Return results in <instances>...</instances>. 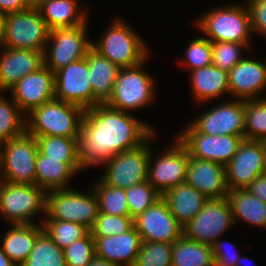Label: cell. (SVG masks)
Returning a JSON list of instances; mask_svg holds the SVG:
<instances>
[{"label":"cell","mask_w":266,"mask_h":266,"mask_svg":"<svg viewBox=\"0 0 266 266\" xmlns=\"http://www.w3.org/2000/svg\"><path fill=\"white\" fill-rule=\"evenodd\" d=\"M154 128L127 112L98 104L86 109L77 138V159L81 170L105 163L114 155L137 148Z\"/></svg>","instance_id":"6da1fadb"},{"label":"cell","mask_w":266,"mask_h":266,"mask_svg":"<svg viewBox=\"0 0 266 266\" xmlns=\"http://www.w3.org/2000/svg\"><path fill=\"white\" fill-rule=\"evenodd\" d=\"M84 112L80 106L54 98L26 116V131L34 137L78 138Z\"/></svg>","instance_id":"7a4b0ae2"},{"label":"cell","mask_w":266,"mask_h":266,"mask_svg":"<svg viewBox=\"0 0 266 266\" xmlns=\"http://www.w3.org/2000/svg\"><path fill=\"white\" fill-rule=\"evenodd\" d=\"M104 35L92 47L119 68L138 65L148 57L143 39L121 20L113 21Z\"/></svg>","instance_id":"3957f363"},{"label":"cell","mask_w":266,"mask_h":266,"mask_svg":"<svg viewBox=\"0 0 266 266\" xmlns=\"http://www.w3.org/2000/svg\"><path fill=\"white\" fill-rule=\"evenodd\" d=\"M196 23L211 42L249 43L252 32L247 6L236 4L208 11Z\"/></svg>","instance_id":"277c9868"},{"label":"cell","mask_w":266,"mask_h":266,"mask_svg":"<svg viewBox=\"0 0 266 266\" xmlns=\"http://www.w3.org/2000/svg\"><path fill=\"white\" fill-rule=\"evenodd\" d=\"M91 191L88 194L73 189L47 191L45 219L75 222L91 230L99 214L97 197Z\"/></svg>","instance_id":"5b68a950"},{"label":"cell","mask_w":266,"mask_h":266,"mask_svg":"<svg viewBox=\"0 0 266 266\" xmlns=\"http://www.w3.org/2000/svg\"><path fill=\"white\" fill-rule=\"evenodd\" d=\"M37 153L35 137L27 131L0 144V180L35 185Z\"/></svg>","instance_id":"8992f818"},{"label":"cell","mask_w":266,"mask_h":266,"mask_svg":"<svg viewBox=\"0 0 266 266\" xmlns=\"http://www.w3.org/2000/svg\"><path fill=\"white\" fill-rule=\"evenodd\" d=\"M146 61L145 59L138 65L120 68L112 94L105 103L107 106L127 112L142 108L148 103L150 105L155 89L154 79L142 69Z\"/></svg>","instance_id":"52a82bcc"},{"label":"cell","mask_w":266,"mask_h":266,"mask_svg":"<svg viewBox=\"0 0 266 266\" xmlns=\"http://www.w3.org/2000/svg\"><path fill=\"white\" fill-rule=\"evenodd\" d=\"M45 204L46 192L37 185L0 180V214L9 224H32L33 216L44 215Z\"/></svg>","instance_id":"ba28073f"},{"label":"cell","mask_w":266,"mask_h":266,"mask_svg":"<svg viewBox=\"0 0 266 266\" xmlns=\"http://www.w3.org/2000/svg\"><path fill=\"white\" fill-rule=\"evenodd\" d=\"M49 33L34 4L26 10L5 15L4 47L44 52Z\"/></svg>","instance_id":"9c48e42d"},{"label":"cell","mask_w":266,"mask_h":266,"mask_svg":"<svg viewBox=\"0 0 266 266\" xmlns=\"http://www.w3.org/2000/svg\"><path fill=\"white\" fill-rule=\"evenodd\" d=\"M86 35L87 24L51 30L43 52L44 65L56 72L85 58L92 47V41H89Z\"/></svg>","instance_id":"30bf717a"},{"label":"cell","mask_w":266,"mask_h":266,"mask_svg":"<svg viewBox=\"0 0 266 266\" xmlns=\"http://www.w3.org/2000/svg\"><path fill=\"white\" fill-rule=\"evenodd\" d=\"M154 132L137 148L127 150L111 157L105 164L101 181L111 187L126 189L148 180V164L151 153L150 140Z\"/></svg>","instance_id":"8fae6325"},{"label":"cell","mask_w":266,"mask_h":266,"mask_svg":"<svg viewBox=\"0 0 266 266\" xmlns=\"http://www.w3.org/2000/svg\"><path fill=\"white\" fill-rule=\"evenodd\" d=\"M193 158L209 160L226 166L236 154L245 137L233 135H206L190 124L176 137Z\"/></svg>","instance_id":"7c38bea8"},{"label":"cell","mask_w":266,"mask_h":266,"mask_svg":"<svg viewBox=\"0 0 266 266\" xmlns=\"http://www.w3.org/2000/svg\"><path fill=\"white\" fill-rule=\"evenodd\" d=\"M234 223L226 197L208 199L198 215L183 227V235L211 246Z\"/></svg>","instance_id":"4fadbf2b"},{"label":"cell","mask_w":266,"mask_h":266,"mask_svg":"<svg viewBox=\"0 0 266 266\" xmlns=\"http://www.w3.org/2000/svg\"><path fill=\"white\" fill-rule=\"evenodd\" d=\"M176 140L157 159L152 160L153 152L150 153L148 181L161 195L186 182L190 155L185 146L177 138Z\"/></svg>","instance_id":"5bb4252c"},{"label":"cell","mask_w":266,"mask_h":266,"mask_svg":"<svg viewBox=\"0 0 266 266\" xmlns=\"http://www.w3.org/2000/svg\"><path fill=\"white\" fill-rule=\"evenodd\" d=\"M88 74L86 57L54 72L55 99L75 104L84 110L94 107Z\"/></svg>","instance_id":"9a60e30c"},{"label":"cell","mask_w":266,"mask_h":266,"mask_svg":"<svg viewBox=\"0 0 266 266\" xmlns=\"http://www.w3.org/2000/svg\"><path fill=\"white\" fill-rule=\"evenodd\" d=\"M245 102L237 99L226 101L211 108L190 125L206 135H233L245 137Z\"/></svg>","instance_id":"2e32d148"},{"label":"cell","mask_w":266,"mask_h":266,"mask_svg":"<svg viewBox=\"0 0 266 266\" xmlns=\"http://www.w3.org/2000/svg\"><path fill=\"white\" fill-rule=\"evenodd\" d=\"M134 226L143 242L173 244L183 235V226L173 216L162 198L136 217Z\"/></svg>","instance_id":"e0dca14e"},{"label":"cell","mask_w":266,"mask_h":266,"mask_svg":"<svg viewBox=\"0 0 266 266\" xmlns=\"http://www.w3.org/2000/svg\"><path fill=\"white\" fill-rule=\"evenodd\" d=\"M225 174L228 190L246 189L263 174V141L243 139Z\"/></svg>","instance_id":"ac0fdd59"},{"label":"cell","mask_w":266,"mask_h":266,"mask_svg":"<svg viewBox=\"0 0 266 266\" xmlns=\"http://www.w3.org/2000/svg\"><path fill=\"white\" fill-rule=\"evenodd\" d=\"M10 91L18 108L28 115L34 108L55 98L54 72L43 65L21 78Z\"/></svg>","instance_id":"d6986e66"},{"label":"cell","mask_w":266,"mask_h":266,"mask_svg":"<svg viewBox=\"0 0 266 266\" xmlns=\"http://www.w3.org/2000/svg\"><path fill=\"white\" fill-rule=\"evenodd\" d=\"M186 182L207 199L226 197L229 190L226 183L225 166L190 156Z\"/></svg>","instance_id":"ffe728a7"},{"label":"cell","mask_w":266,"mask_h":266,"mask_svg":"<svg viewBox=\"0 0 266 266\" xmlns=\"http://www.w3.org/2000/svg\"><path fill=\"white\" fill-rule=\"evenodd\" d=\"M229 94L235 98L257 99L266 89V64L244 58L228 71Z\"/></svg>","instance_id":"44dd1931"},{"label":"cell","mask_w":266,"mask_h":266,"mask_svg":"<svg viewBox=\"0 0 266 266\" xmlns=\"http://www.w3.org/2000/svg\"><path fill=\"white\" fill-rule=\"evenodd\" d=\"M43 65V52L3 47L0 56V91L7 92L21 78Z\"/></svg>","instance_id":"7402d4cb"},{"label":"cell","mask_w":266,"mask_h":266,"mask_svg":"<svg viewBox=\"0 0 266 266\" xmlns=\"http://www.w3.org/2000/svg\"><path fill=\"white\" fill-rule=\"evenodd\" d=\"M93 239L95 256L118 266H133L143 242L135 226L121 235Z\"/></svg>","instance_id":"603a6c76"},{"label":"cell","mask_w":266,"mask_h":266,"mask_svg":"<svg viewBox=\"0 0 266 266\" xmlns=\"http://www.w3.org/2000/svg\"><path fill=\"white\" fill-rule=\"evenodd\" d=\"M34 5L50 31L85 25L88 21L86 10L79 9L76 0H38Z\"/></svg>","instance_id":"cb8c5ba5"},{"label":"cell","mask_w":266,"mask_h":266,"mask_svg":"<svg viewBox=\"0 0 266 266\" xmlns=\"http://www.w3.org/2000/svg\"><path fill=\"white\" fill-rule=\"evenodd\" d=\"M88 76L94 94V106L105 104L110 98L120 68L93 47L86 55Z\"/></svg>","instance_id":"d4e9b609"},{"label":"cell","mask_w":266,"mask_h":266,"mask_svg":"<svg viewBox=\"0 0 266 266\" xmlns=\"http://www.w3.org/2000/svg\"><path fill=\"white\" fill-rule=\"evenodd\" d=\"M162 199L183 227L198 215L208 200L187 182L169 189L162 195Z\"/></svg>","instance_id":"484cf974"},{"label":"cell","mask_w":266,"mask_h":266,"mask_svg":"<svg viewBox=\"0 0 266 266\" xmlns=\"http://www.w3.org/2000/svg\"><path fill=\"white\" fill-rule=\"evenodd\" d=\"M35 185L45 192L69 189L68 181L81 171L79 164H66L61 160L50 159L39 151L35 164Z\"/></svg>","instance_id":"4316f807"},{"label":"cell","mask_w":266,"mask_h":266,"mask_svg":"<svg viewBox=\"0 0 266 266\" xmlns=\"http://www.w3.org/2000/svg\"><path fill=\"white\" fill-rule=\"evenodd\" d=\"M43 226L32 224H11V228L2 239V250L17 266H21L28 258L37 236Z\"/></svg>","instance_id":"83f0119b"},{"label":"cell","mask_w":266,"mask_h":266,"mask_svg":"<svg viewBox=\"0 0 266 266\" xmlns=\"http://www.w3.org/2000/svg\"><path fill=\"white\" fill-rule=\"evenodd\" d=\"M190 73L192 92L197 101H207L229 93L228 71L210 64Z\"/></svg>","instance_id":"f1b7e54d"},{"label":"cell","mask_w":266,"mask_h":266,"mask_svg":"<svg viewBox=\"0 0 266 266\" xmlns=\"http://www.w3.org/2000/svg\"><path fill=\"white\" fill-rule=\"evenodd\" d=\"M226 198L236 219L257 227L266 228V203L256 198L247 189L229 190Z\"/></svg>","instance_id":"f546056e"},{"label":"cell","mask_w":266,"mask_h":266,"mask_svg":"<svg viewBox=\"0 0 266 266\" xmlns=\"http://www.w3.org/2000/svg\"><path fill=\"white\" fill-rule=\"evenodd\" d=\"M171 266H215L210 245L182 235L172 244Z\"/></svg>","instance_id":"4dcf8cb0"},{"label":"cell","mask_w":266,"mask_h":266,"mask_svg":"<svg viewBox=\"0 0 266 266\" xmlns=\"http://www.w3.org/2000/svg\"><path fill=\"white\" fill-rule=\"evenodd\" d=\"M21 266H66L64 252L43 230Z\"/></svg>","instance_id":"1f68e13d"},{"label":"cell","mask_w":266,"mask_h":266,"mask_svg":"<svg viewBox=\"0 0 266 266\" xmlns=\"http://www.w3.org/2000/svg\"><path fill=\"white\" fill-rule=\"evenodd\" d=\"M38 151L50 159L66 164H79L77 159V138L62 136L35 137Z\"/></svg>","instance_id":"d6a6232c"},{"label":"cell","mask_w":266,"mask_h":266,"mask_svg":"<svg viewBox=\"0 0 266 266\" xmlns=\"http://www.w3.org/2000/svg\"><path fill=\"white\" fill-rule=\"evenodd\" d=\"M1 94V93H0ZM26 131V116L13 101L0 95V144L22 135Z\"/></svg>","instance_id":"836d02e7"},{"label":"cell","mask_w":266,"mask_h":266,"mask_svg":"<svg viewBox=\"0 0 266 266\" xmlns=\"http://www.w3.org/2000/svg\"><path fill=\"white\" fill-rule=\"evenodd\" d=\"M93 191L98 200L99 213L129 215L125 189L108 186L99 180L93 187Z\"/></svg>","instance_id":"e575fe53"},{"label":"cell","mask_w":266,"mask_h":266,"mask_svg":"<svg viewBox=\"0 0 266 266\" xmlns=\"http://www.w3.org/2000/svg\"><path fill=\"white\" fill-rule=\"evenodd\" d=\"M41 224L46 234L62 250L83 238L90 231L82 224L69 221L43 219Z\"/></svg>","instance_id":"d590c367"},{"label":"cell","mask_w":266,"mask_h":266,"mask_svg":"<svg viewBox=\"0 0 266 266\" xmlns=\"http://www.w3.org/2000/svg\"><path fill=\"white\" fill-rule=\"evenodd\" d=\"M245 139L266 140V98L246 99Z\"/></svg>","instance_id":"8d00e7d4"},{"label":"cell","mask_w":266,"mask_h":266,"mask_svg":"<svg viewBox=\"0 0 266 266\" xmlns=\"http://www.w3.org/2000/svg\"><path fill=\"white\" fill-rule=\"evenodd\" d=\"M129 208V216L133 219L154 205L162 195L149 183L148 180L127 187L125 189Z\"/></svg>","instance_id":"74e56055"},{"label":"cell","mask_w":266,"mask_h":266,"mask_svg":"<svg viewBox=\"0 0 266 266\" xmlns=\"http://www.w3.org/2000/svg\"><path fill=\"white\" fill-rule=\"evenodd\" d=\"M172 244L142 242L133 266H171Z\"/></svg>","instance_id":"f35d334b"},{"label":"cell","mask_w":266,"mask_h":266,"mask_svg":"<svg viewBox=\"0 0 266 266\" xmlns=\"http://www.w3.org/2000/svg\"><path fill=\"white\" fill-rule=\"evenodd\" d=\"M134 227V219L129 215L117 216L99 213L93 228V237L121 235Z\"/></svg>","instance_id":"ab89813d"},{"label":"cell","mask_w":266,"mask_h":266,"mask_svg":"<svg viewBox=\"0 0 266 266\" xmlns=\"http://www.w3.org/2000/svg\"><path fill=\"white\" fill-rule=\"evenodd\" d=\"M212 64L220 69L229 71L243 58L241 50L249 47V43L211 42Z\"/></svg>","instance_id":"60d3db41"},{"label":"cell","mask_w":266,"mask_h":266,"mask_svg":"<svg viewBox=\"0 0 266 266\" xmlns=\"http://www.w3.org/2000/svg\"><path fill=\"white\" fill-rule=\"evenodd\" d=\"M66 266H87L95 257V241L91 231L63 249Z\"/></svg>","instance_id":"b9f144b4"},{"label":"cell","mask_w":266,"mask_h":266,"mask_svg":"<svg viewBox=\"0 0 266 266\" xmlns=\"http://www.w3.org/2000/svg\"><path fill=\"white\" fill-rule=\"evenodd\" d=\"M185 52L182 63L188 65L190 71L212 64L211 41L205 36L192 40Z\"/></svg>","instance_id":"7bdbcfd3"},{"label":"cell","mask_w":266,"mask_h":266,"mask_svg":"<svg viewBox=\"0 0 266 266\" xmlns=\"http://www.w3.org/2000/svg\"><path fill=\"white\" fill-rule=\"evenodd\" d=\"M252 32H259L266 38V0L246 1Z\"/></svg>","instance_id":"ee69618b"},{"label":"cell","mask_w":266,"mask_h":266,"mask_svg":"<svg viewBox=\"0 0 266 266\" xmlns=\"http://www.w3.org/2000/svg\"><path fill=\"white\" fill-rule=\"evenodd\" d=\"M225 244L226 243L222 242L219 238L211 245L215 266H236L239 255L232 251L234 248L232 243L230 244L233 247H231L232 250L227 249L228 247L226 248Z\"/></svg>","instance_id":"f6af8a7d"},{"label":"cell","mask_w":266,"mask_h":266,"mask_svg":"<svg viewBox=\"0 0 266 266\" xmlns=\"http://www.w3.org/2000/svg\"><path fill=\"white\" fill-rule=\"evenodd\" d=\"M32 5L30 0H0V14L7 15L26 10Z\"/></svg>","instance_id":"bcb514c9"},{"label":"cell","mask_w":266,"mask_h":266,"mask_svg":"<svg viewBox=\"0 0 266 266\" xmlns=\"http://www.w3.org/2000/svg\"><path fill=\"white\" fill-rule=\"evenodd\" d=\"M246 189L266 203V175L257 176Z\"/></svg>","instance_id":"7dc6e473"},{"label":"cell","mask_w":266,"mask_h":266,"mask_svg":"<svg viewBox=\"0 0 266 266\" xmlns=\"http://www.w3.org/2000/svg\"><path fill=\"white\" fill-rule=\"evenodd\" d=\"M87 266H118V265L111 263L106 259H102L95 256Z\"/></svg>","instance_id":"c3c4849f"},{"label":"cell","mask_w":266,"mask_h":266,"mask_svg":"<svg viewBox=\"0 0 266 266\" xmlns=\"http://www.w3.org/2000/svg\"><path fill=\"white\" fill-rule=\"evenodd\" d=\"M0 266H17L15 265L10 258L3 252L2 247L0 246Z\"/></svg>","instance_id":"681fc988"},{"label":"cell","mask_w":266,"mask_h":266,"mask_svg":"<svg viewBox=\"0 0 266 266\" xmlns=\"http://www.w3.org/2000/svg\"><path fill=\"white\" fill-rule=\"evenodd\" d=\"M5 15L0 14V46L4 47Z\"/></svg>","instance_id":"f907efd6"},{"label":"cell","mask_w":266,"mask_h":266,"mask_svg":"<svg viewBox=\"0 0 266 266\" xmlns=\"http://www.w3.org/2000/svg\"><path fill=\"white\" fill-rule=\"evenodd\" d=\"M263 175H266V140H263Z\"/></svg>","instance_id":"816d5d0a"},{"label":"cell","mask_w":266,"mask_h":266,"mask_svg":"<svg viewBox=\"0 0 266 266\" xmlns=\"http://www.w3.org/2000/svg\"><path fill=\"white\" fill-rule=\"evenodd\" d=\"M246 260H248V259H246ZM244 261H245V259H244ZM244 261H242V259L239 258V259L237 260V262H236V266H242V265H244V264H243Z\"/></svg>","instance_id":"f5cc1de1"},{"label":"cell","mask_w":266,"mask_h":266,"mask_svg":"<svg viewBox=\"0 0 266 266\" xmlns=\"http://www.w3.org/2000/svg\"><path fill=\"white\" fill-rule=\"evenodd\" d=\"M32 4H35L38 0H30Z\"/></svg>","instance_id":"db71d44e"}]
</instances>
